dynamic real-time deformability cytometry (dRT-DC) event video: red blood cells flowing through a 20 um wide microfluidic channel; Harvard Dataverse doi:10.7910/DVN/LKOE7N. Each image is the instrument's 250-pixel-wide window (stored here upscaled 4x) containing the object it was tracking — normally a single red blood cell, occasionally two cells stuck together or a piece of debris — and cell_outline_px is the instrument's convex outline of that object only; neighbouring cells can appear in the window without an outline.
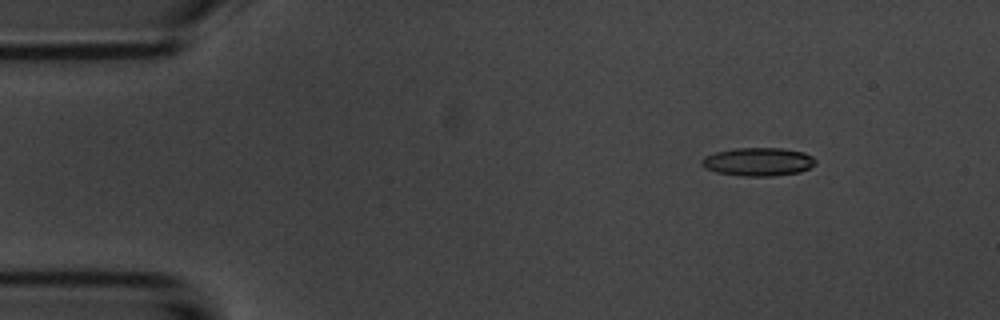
{"species": "common noctule bat (a hibernating species)", "species_latin": "Nyctalus noctula", "temperature_condition": "room temperature", "stored_images_in_passage": 6, "camera_frame_rate_fps": 3000, "um_per_image_px": 0.085, "animal": {"sex": "male", "body_mass_g": 20.1, "forearm_length_mm": 53.5}, "frame": {"image": 1, "passage_image": 1, "time_ms": 0.0, "image_size_px": [1000, 320], "cell_outline_px": [[816, 164], [800, 172], [772, 176], [744, 176], [716, 172], [704, 168], [700, 164], [700, 160], [704, 156], [716, 152], [736, 148], [784, 148], [804, 152], [812, 156], [816, 160]], "centroid_in_image_um": [64.43, 13.75], "position_along_channel_um": 20.6, "area_um2": 18.9}}
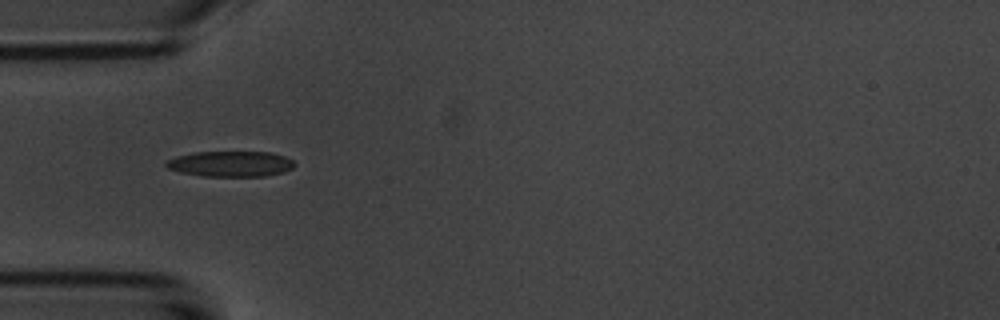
{"frame": {"image": 2, "passage_image": 4, "time_ms": 3.333, "image_size_px": [1000, 320], "cell_outline_px": [[296, 164], [292, 168], [284, 172], [264, 176], [200, 176], [180, 172], [168, 168], [164, 164], [164, 160], [176, 156], [192, 152], [272, 152], [284, 156], [292, 160]], "centroid_in_image_um": [19.56, 13.92], "position_along_channel_um": 65.4, "area_um2": 19.31}}
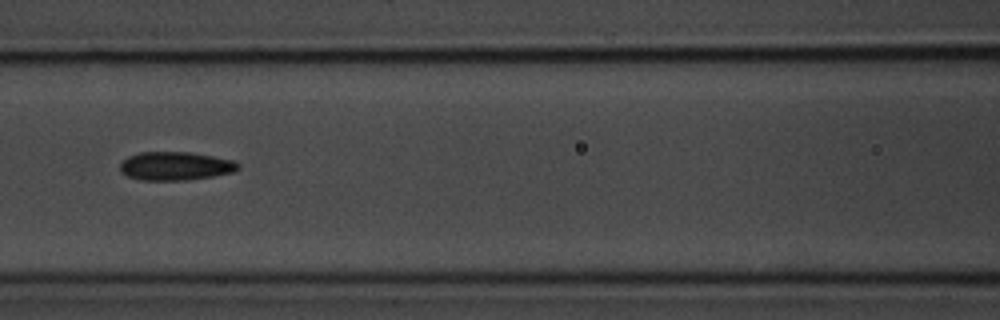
{"frame": {"image": 3, "passage_image": 6, "time_ms": 5.667, "image_size_px": [1000, 320], "cell_outline_px": [[240, 168], [232, 172], [212, 176], [188, 180], [140, 180], [128, 176], [120, 168], [120, 164], [128, 156], [140, 152], [192, 152], [232, 160], [240, 164]], "centroid_in_image_um": [14.92, 14.11], "position_along_channel_um": 151.7, "area_um2": 19.48}}